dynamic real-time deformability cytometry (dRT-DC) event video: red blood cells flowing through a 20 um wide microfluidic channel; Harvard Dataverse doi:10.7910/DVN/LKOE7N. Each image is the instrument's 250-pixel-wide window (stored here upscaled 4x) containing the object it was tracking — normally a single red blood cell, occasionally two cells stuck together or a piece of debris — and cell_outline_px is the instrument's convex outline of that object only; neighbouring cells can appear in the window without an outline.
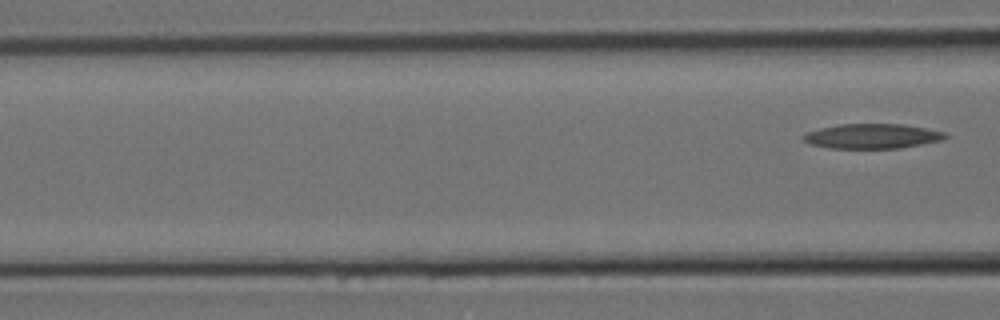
{"species": "Egyptian fruit bat (a non-hibernating species)", "species_latin": "Rousettus aegyptiacus", "temperature_condition": "room temperature", "stored_images_in_passage": 5, "segment_of_instrument_passage": [2, 2], "camera_frame_rate_fps": 3000, "um_per_image_px": 0.085, "animal": {"sex": "female"}, "frame": {"image": 1, "passage_image": 5, "time_ms": 1.333, "image_size_px": [1000, 320], "cell_outline_px": [[948, 136], [944, 140], [900, 148], [828, 148], [812, 144], [804, 140], [800, 136], [808, 132], [820, 128], [840, 124], [904, 124], [944, 132]], "centroid_in_image_um": [74.15, 11.57], "position_along_channel_um": 92.5, "area_um2": 20.4}}